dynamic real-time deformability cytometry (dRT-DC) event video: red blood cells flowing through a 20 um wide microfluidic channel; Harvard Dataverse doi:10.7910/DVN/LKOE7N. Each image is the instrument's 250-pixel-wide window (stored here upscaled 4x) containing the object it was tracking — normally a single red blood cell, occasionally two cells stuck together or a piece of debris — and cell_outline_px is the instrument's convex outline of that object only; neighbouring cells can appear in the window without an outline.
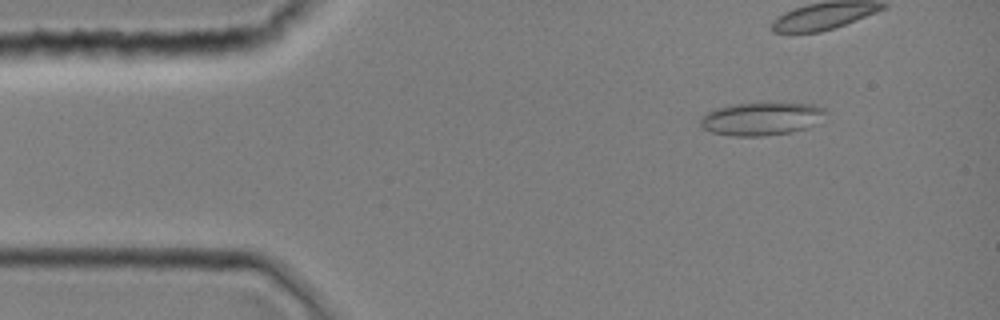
{"species": "common noctule bat (a hibernating species)", "species_latin": "Nyctalus noctula", "temperature_condition": "room temperature", "stored_images_in_passage": 7, "camera_frame_rate_fps": 3000, "um_per_image_px": 0.085, "animal": {"sex": "female", "body_mass_g": 19.0, "forearm_length_mm": 51.5}, "frame": {"image": 1, "passage_image": 4, "time_ms": 1.0, "image_size_px": [1000, 320], "cell_outline_px": [[828, 112], [808, 128], [788, 132], [760, 136], [732, 136], [712, 132], [704, 128], [700, 124], [700, 116], [716, 108], [736, 104], [812, 104], [824, 108]], "centroid_in_image_um": [64.69, 10.11], "position_along_channel_um": 20.3, "area_um2": 23.52}}